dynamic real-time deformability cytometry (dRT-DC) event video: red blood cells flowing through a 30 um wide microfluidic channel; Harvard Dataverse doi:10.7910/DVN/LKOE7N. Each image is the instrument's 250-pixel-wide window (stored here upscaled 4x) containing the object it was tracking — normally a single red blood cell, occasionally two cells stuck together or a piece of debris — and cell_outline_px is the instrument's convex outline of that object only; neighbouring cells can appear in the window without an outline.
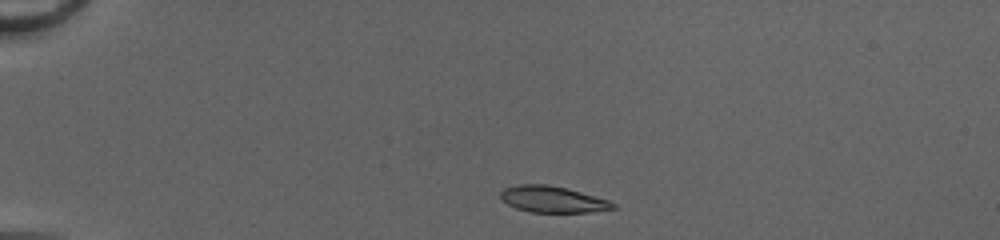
{"species": "common noctule bat (a hibernating species)", "species_latin": "Nyctalus noctula", "temperature_condition": "cold", "stored_images_in_passage": 39, "camera_frame_rate_fps": 3000, "um_per_image_px": 0.085, "animal": {"sex": "female", "body_mass_g": 20.0, "forearm_length_mm": 54.0}, "frame": {"image": 1, "passage_image": 1, "time_ms": 0.0, "image_size_px": [1000, 240], "cell_outline_px": [[616, 208], [588, 212], [532, 212], [516, 208], [500, 200], [500, 192], [504, 188], [516, 184], [548, 184], [568, 188], [608, 200], [616, 204]], "centroid_in_image_um": [46.94, 16.93], "position_along_channel_um": 38.1, "area_um2": 17.34}}
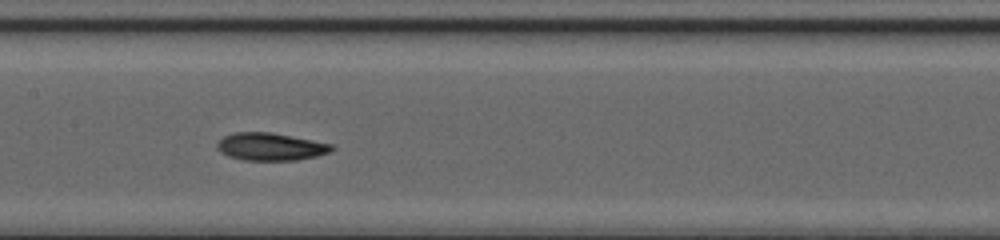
{"frame": {"image": 2, "passage_image": 16, "time_ms": 5.0, "image_size_px": [1000, 240], "cell_outline_px": [[336, 148], [332, 152], [316, 156], [296, 160], [244, 160], [228, 156], [220, 152], [216, 148], [216, 140], [224, 136], [236, 132], [272, 132], [332, 144]], "centroid_in_image_um": [22.98, 12.46], "position_along_channel_um": 184.4, "area_um2": 18.61}}
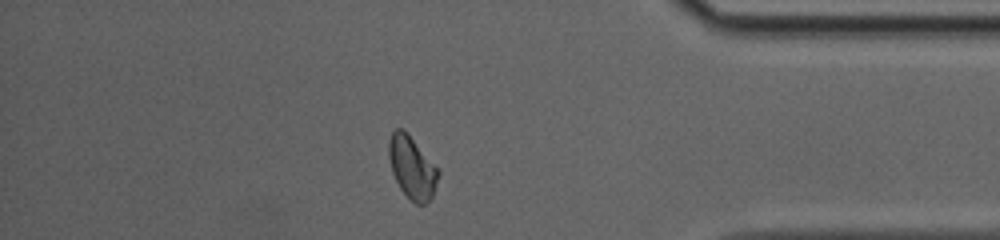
{"frame": {"image": 3, "passage_image": 33, "time_ms": 10.667, "image_size_px": [1000, 240], "cell_outline_px": [[440, 176], [432, 196], [424, 204], [416, 204], [400, 188], [392, 172], [388, 156], [388, 140], [392, 132], [396, 128], [404, 128], [440, 168]], "centroid_in_image_um": [35.04, 14.18], "position_along_channel_um": 400.2, "area_um2": 18.32}, "authors_computed_cell_mechanics": {"area_um2": 17.8024, "velocity_mm_per_s": 4.1832, "shape_relaxation_time_tau1_ms": 5.0953, "shape_relaxation_time_tau2_ms": 3.7325, "deformation_change_tau1": 0.1629, "deformation_change_tau2": 0.0939}}